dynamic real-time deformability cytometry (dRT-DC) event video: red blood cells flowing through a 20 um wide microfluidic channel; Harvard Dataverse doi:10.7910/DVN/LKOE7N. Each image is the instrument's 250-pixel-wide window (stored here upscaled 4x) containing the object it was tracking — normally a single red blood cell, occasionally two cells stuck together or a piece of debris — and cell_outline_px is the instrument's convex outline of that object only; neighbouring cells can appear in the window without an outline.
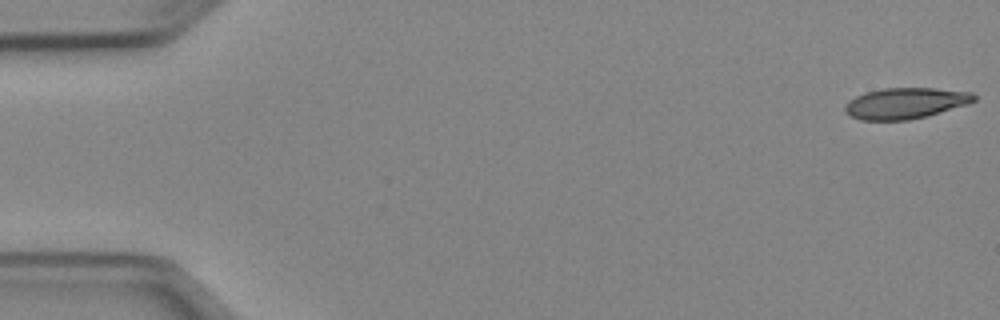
{"species": "Egyptian fruit bat (a non-hibernating species)", "species_latin": "Rousettus aegyptiacus", "temperature_condition": "cold", "stored_images_in_passage": 51, "camera_frame_rate_fps": 3000, "um_per_image_px": 0.085, "animal": {"sex": "female"}, "frame": {"image": 1, "passage_image": 1, "time_ms": 0.0, "image_size_px": [1000, 320], "cell_outline_px": [[976, 100], [968, 104], [924, 116], [908, 120], [860, 120], [844, 112], [844, 104], [848, 100], [864, 92], [884, 88], [936, 88], [972, 92], [976, 96]], "centroid_in_image_um": [76.93, 8.76], "position_along_channel_um": 8.1, "area_um2": 23.29}}
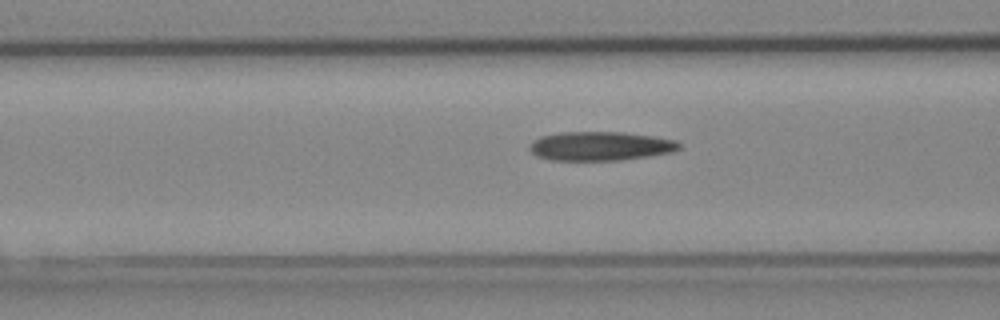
{"frame": {"image": 2, "passage_image": 20, "time_ms": 6.333, "image_size_px": [1000, 320], "cell_outline_px": [[680, 148], [672, 152], [648, 156], [620, 160], [548, 160], [536, 156], [528, 148], [532, 140], [540, 136], [560, 132], [624, 132], [652, 136], [676, 140], [680, 144]], "centroid_in_image_um": [50.99, 12.41], "position_along_channel_um": 115.6, "area_um2": 25.37}}
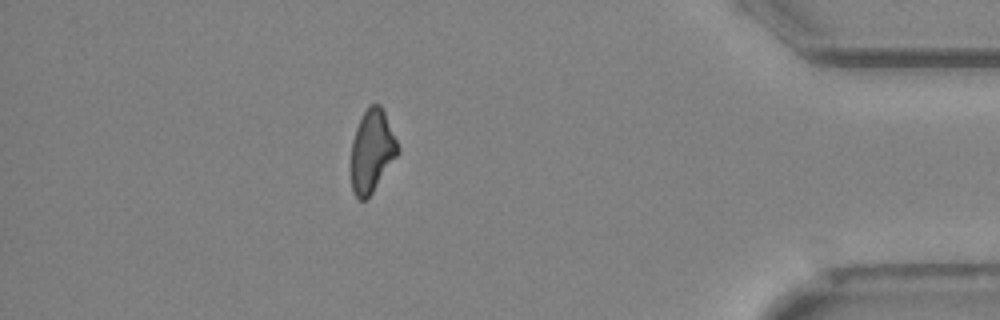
{"frame": {"image": 3, "passage_image": 45, "time_ms": 14.667, "image_size_px": [1000, 320], "cell_outline_px": [[400, 152], [372, 192], [364, 200], [360, 200], [352, 192], [352, 140], [356, 128], [368, 104], [380, 104], [384, 112], [400, 148]], "centroid_in_image_um": [31.62, 12.82], "position_along_channel_um": 403.6, "area_um2": 22.14}, "authors_computed_cell_mechanics": {"area_um2": 24.2182, "velocity_mm_per_s": 3.9629, "shape_relaxation_time_tau1_ms": null, "shape_relaxation_time_tau2_ms": 9.5661, "deformation_change_tau1": null, "deformation_change_tau2": 0.2329}}